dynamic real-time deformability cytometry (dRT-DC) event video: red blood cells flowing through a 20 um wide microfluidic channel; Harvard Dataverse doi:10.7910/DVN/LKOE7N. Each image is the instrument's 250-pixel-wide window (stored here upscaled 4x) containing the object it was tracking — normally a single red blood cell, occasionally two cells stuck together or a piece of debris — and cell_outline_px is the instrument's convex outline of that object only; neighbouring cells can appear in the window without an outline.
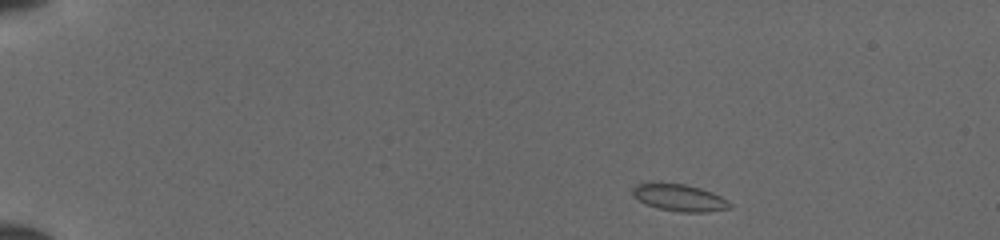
{"species": "common noctule bat (a hibernating species)", "species_latin": "Nyctalus noctula", "temperature_condition": "cold", "stored_images_in_passage": 44, "camera_frame_rate_fps": 3000, "um_per_image_px": 0.085, "animal": {"sex": "female", "body_mass_g": 19.5, "forearm_length_mm": 54.1}, "frame": {"image": 1, "passage_image": 2, "time_ms": 0.333, "image_size_px": [1000, 240], "cell_outline_px": [[732, 208], [704, 212], [680, 212], [656, 208], [644, 204], [632, 196], [632, 188], [636, 184], [648, 180], [652, 180], [684, 184], [700, 188], [712, 192], [728, 200], [732, 204]], "centroid_in_image_um": [57.66, 16.77], "position_along_channel_um": 27.3, "area_um2": 15.95}}
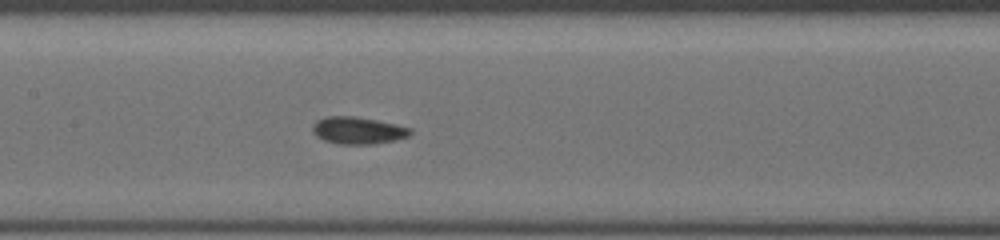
{"frame": {"image": 2, "passage_image": 20, "time_ms": 6.333, "image_size_px": [1000, 240], "cell_outline_px": [[412, 132], [408, 136], [396, 140], [372, 144], [340, 144], [324, 140], [316, 136], [312, 132], [312, 124], [316, 120], [328, 116], [352, 116], [376, 120], [412, 128]], "centroid_in_image_um": [30.4, 11.09], "position_along_channel_um": 177.0, "area_um2": 15.43}}
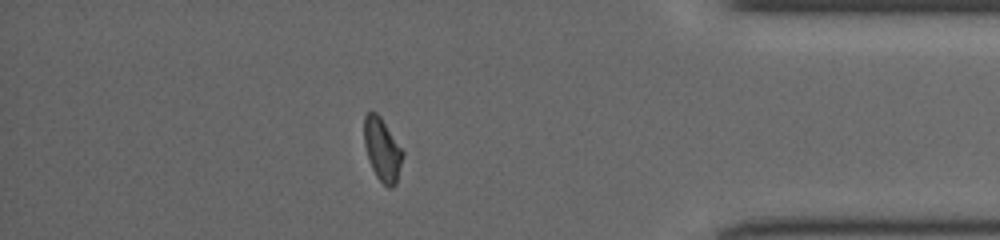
{"frame": {"image": 3, "passage_image": 38, "time_ms": 12.333, "image_size_px": [1000, 240], "cell_outline_px": [[404, 156], [396, 184], [392, 188], [388, 188], [376, 176], [368, 160], [364, 144], [364, 116], [368, 112], [376, 112], [380, 116], [404, 152]], "centroid_in_image_um": [32.49, 12.74], "position_along_channel_um": 402.7, "area_um2": 14.22}}